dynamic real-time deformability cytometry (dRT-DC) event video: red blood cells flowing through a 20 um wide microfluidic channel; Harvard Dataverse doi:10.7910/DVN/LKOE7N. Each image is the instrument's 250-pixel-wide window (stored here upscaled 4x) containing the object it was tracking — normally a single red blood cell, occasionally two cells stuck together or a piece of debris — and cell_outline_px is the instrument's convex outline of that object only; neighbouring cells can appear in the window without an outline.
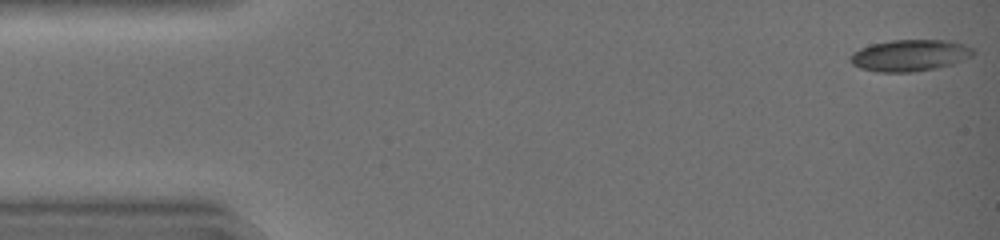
{"species": "common noctule bat (a hibernating species)", "species_latin": "Nyctalus noctula", "temperature_condition": "warm", "stored_images_in_passage": 43, "camera_frame_rate_fps": 3000, "um_per_image_px": 0.085, "animal": {"sex": "female", "body_mass_g": 19.0, "forearm_length_mm": 51.5}, "frame": {"image": 1, "passage_image": 1, "time_ms": 0.0, "image_size_px": [1000, 240], "cell_outline_px": [[976, 52], [972, 56], [952, 64], [912, 72], [876, 72], [860, 68], [852, 64], [848, 60], [848, 56], [852, 52], [860, 48], [872, 44], [892, 40], [948, 40], [964, 44], [972, 48]], "centroid_in_image_um": [77.29, 4.7], "position_along_channel_um": 7.7, "area_um2": 22.66}}
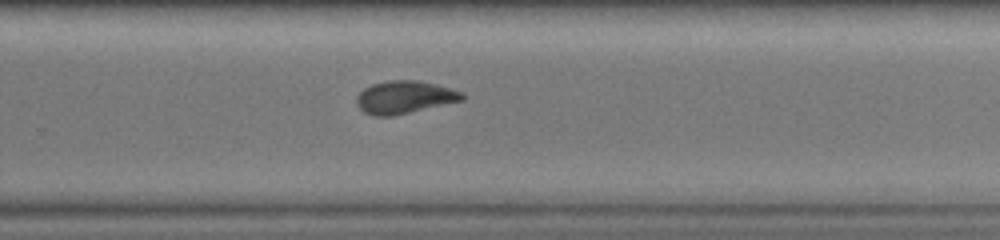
{"frame": {"image": 2, "passage_image": 29, "time_ms": 9.333, "image_size_px": [1000, 240], "cell_outline_px": [[464, 100], [392, 116], [376, 116], [364, 112], [356, 104], [356, 96], [364, 88], [372, 84], [388, 80], [420, 80], [436, 84], [464, 92]], "centroid_in_image_um": [34.39, 8.25], "position_along_channel_um": 295.4, "area_um2": 20.17}}
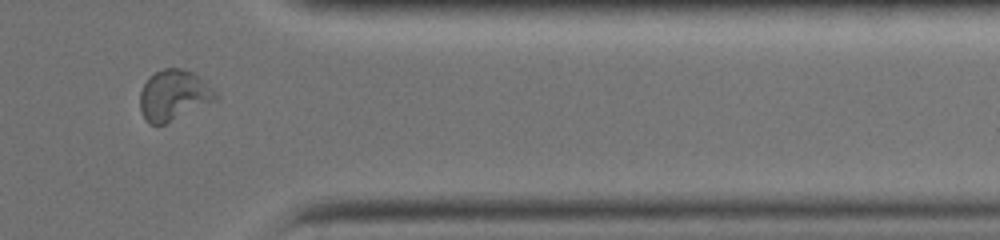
{"frame": {"image": 3, "passage_image": 36, "time_ms": 11.667, "image_size_px": [1000, 240], "cell_outline_px": [[216, 100], [164, 124], [148, 124], [144, 120], [140, 112], [140, 92], [148, 76], [164, 68], [184, 68], [200, 76], [216, 92]], "centroid_in_image_um": [14.73, 8.08], "position_along_channel_um": 396.7, "area_um2": 22.25}, "authors_computed_cell_mechanics": {"area_um2": 20.9236, "velocity_mm_per_s": 4.4579, "shape_relaxation_time_tau1_ms": 7.8366, "shape_relaxation_time_tau2_ms": 4.1834, "deformation_change_tau1": 0.2018, "deformation_change_tau2": 0.0535}}